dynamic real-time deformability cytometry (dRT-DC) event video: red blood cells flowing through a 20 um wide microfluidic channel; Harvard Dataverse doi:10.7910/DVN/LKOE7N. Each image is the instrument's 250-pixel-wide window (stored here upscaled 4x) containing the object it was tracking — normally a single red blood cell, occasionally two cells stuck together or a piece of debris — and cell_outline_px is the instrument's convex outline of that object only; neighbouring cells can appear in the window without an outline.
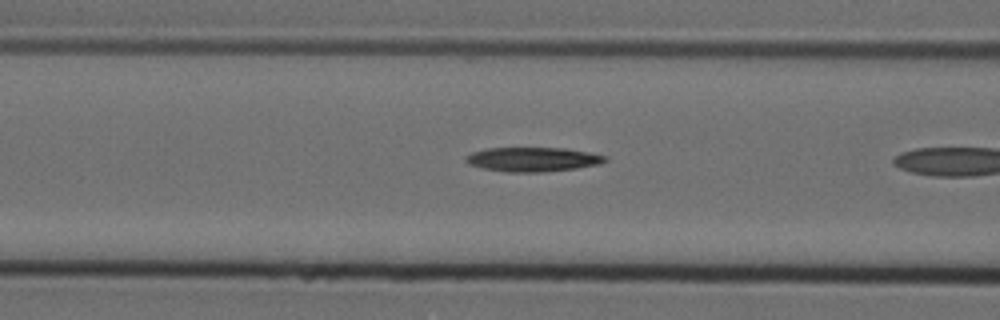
{"species": "Egyptian fruit bat (a non-hibernating species)", "species_latin": "Rousettus aegyptiacus", "temperature_condition": "cold", "stored_images_in_passage": 7, "camera_frame_rate_fps": 3000, "um_per_image_px": 0.085, "animal": {"sex": "female"}, "frame": {"image": 1, "passage_image": 6, "time_ms": 1.667, "image_size_px": [1000, 320], "cell_outline_px": [[608, 160], [600, 164], [576, 168], [540, 172], [508, 172], [484, 168], [468, 164], [464, 160], [464, 156], [472, 152], [484, 148], [564, 148], [588, 152], [608, 156]], "centroid_in_image_um": [45.27, 13.54], "position_along_channel_um": 121.3, "area_um2": 19.77}}